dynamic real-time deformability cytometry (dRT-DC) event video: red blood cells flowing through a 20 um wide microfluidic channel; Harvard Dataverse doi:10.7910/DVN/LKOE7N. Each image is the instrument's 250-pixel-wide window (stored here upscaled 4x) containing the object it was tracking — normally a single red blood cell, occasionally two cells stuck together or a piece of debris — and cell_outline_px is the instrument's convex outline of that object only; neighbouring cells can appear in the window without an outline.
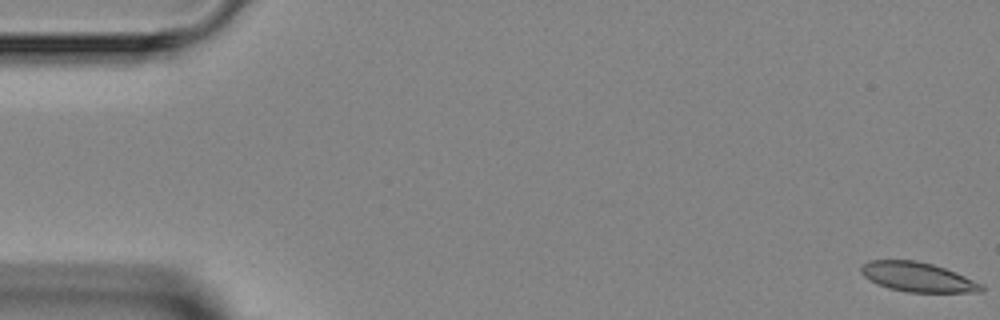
{"species": "Egyptian fruit bat (a non-hibernating species)", "species_latin": "Rousettus aegyptiacus", "temperature_condition": "room temperature", "stored_images_in_passage": 5, "camera_frame_rate_fps": 3000, "um_per_image_px": 0.085, "animal": {"sex": "female"}, "frame": {"image": 1, "passage_image": 1, "time_ms": 0.0, "image_size_px": [1000, 320], "cell_outline_px": [[984, 292], [908, 292], [888, 288], [864, 276], [860, 272], [860, 268], [868, 260], [916, 260], [932, 264], [956, 272], [984, 284]], "centroid_in_image_um": [78.05, 23.55], "position_along_channel_um": 7.0, "area_um2": 20.63}}